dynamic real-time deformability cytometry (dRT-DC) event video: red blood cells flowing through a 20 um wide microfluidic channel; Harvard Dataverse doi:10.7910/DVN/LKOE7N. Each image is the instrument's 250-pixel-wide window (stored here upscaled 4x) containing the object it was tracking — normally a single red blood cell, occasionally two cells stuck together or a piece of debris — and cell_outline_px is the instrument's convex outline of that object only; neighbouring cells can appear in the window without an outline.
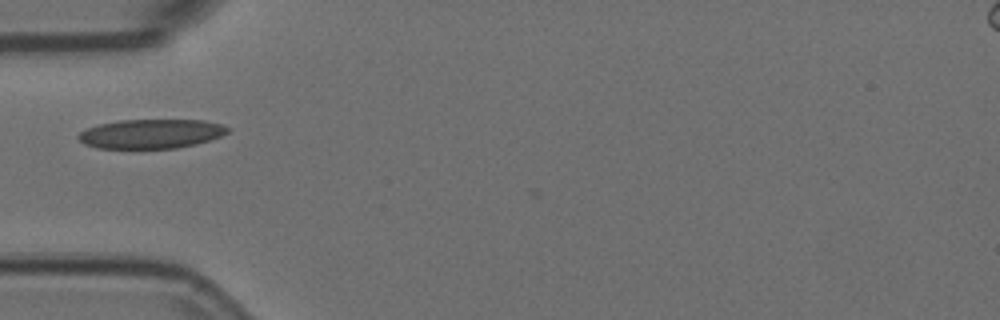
{"species": "Egyptian fruit bat (a non-hibernating species)", "species_latin": "Rousettus aegyptiacus", "temperature_condition": "room temperature", "stored_images_in_passage": 3, "camera_frame_rate_fps": 3000, "um_per_image_px": 0.085, "animal": {"sex": "female"}, "frame": {"image": 1, "passage_image": 1, "time_ms": 0.0, "image_size_px": [1000, 320], "cell_outline_px": [[228, 132], [220, 136], [196, 144], [176, 148], [96, 148], [84, 144], [76, 136], [80, 132], [88, 128], [100, 124], [120, 120], [204, 120], [220, 124], [228, 128]], "centroid_in_image_um": [12.81, 11.37], "position_along_channel_um": 72.2, "area_um2": 25.26}}
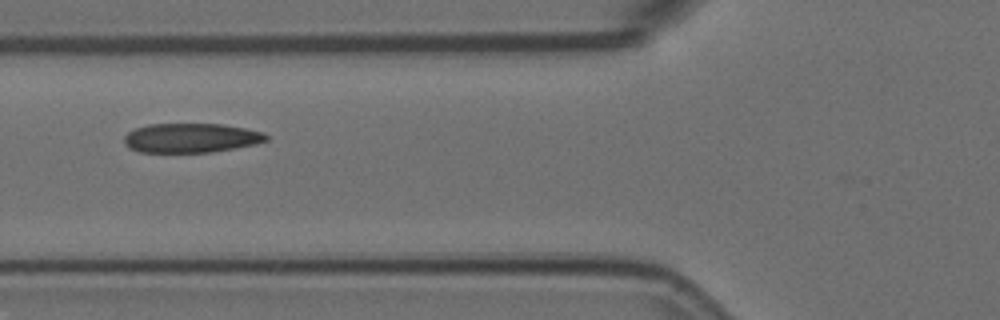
{"frame": {"image": 2, "passage_image": 2, "time_ms": 0.333, "image_size_px": [1000, 320], "cell_outline_px": [[268, 140], [256, 144], [236, 148], [212, 152], [140, 152], [124, 144], [124, 136], [128, 132], [136, 128], [148, 124], [220, 124], [244, 128], [264, 132], [268, 136]], "centroid_in_image_um": [16.26, 11.72], "position_along_channel_um": 109.5, "area_um2": 24.28}}
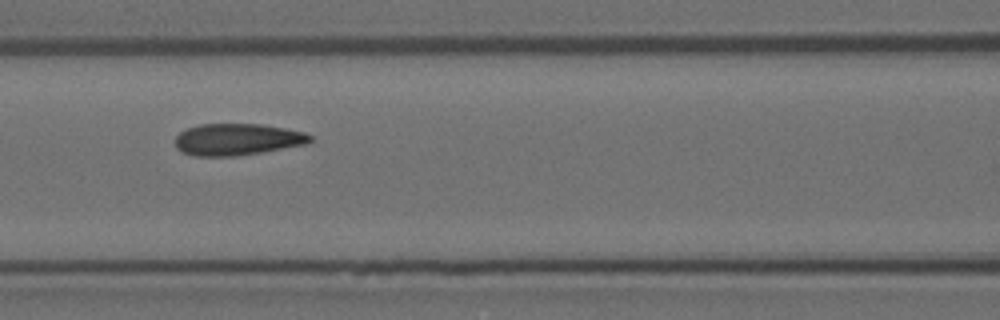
{"frame": {"image": 3, "passage_image": 3, "time_ms": 0.667, "image_size_px": [1000, 320], "cell_outline_px": [[312, 140], [308, 144], [236, 156], [196, 156], [180, 152], [176, 148], [176, 136], [180, 132], [188, 128], [200, 124], [260, 124], [284, 128], [304, 132], [312, 136]], "centroid_in_image_um": [20.16, 11.85], "position_along_channel_um": 146.4, "area_um2": 24.91}}